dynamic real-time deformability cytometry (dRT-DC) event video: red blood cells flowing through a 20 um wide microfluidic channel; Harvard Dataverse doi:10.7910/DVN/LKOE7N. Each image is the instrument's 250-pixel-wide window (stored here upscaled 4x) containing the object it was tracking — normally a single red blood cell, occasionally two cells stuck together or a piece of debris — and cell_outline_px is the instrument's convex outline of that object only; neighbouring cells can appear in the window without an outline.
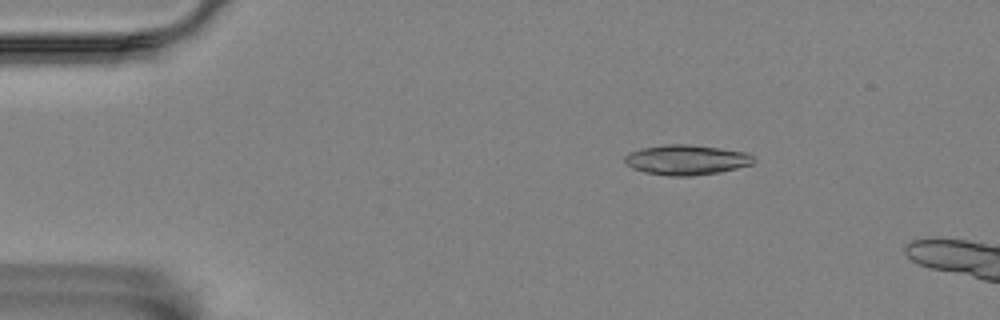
{"species": "Egyptian fruit bat (a non-hibernating species)", "species_latin": "Rousettus aegyptiacus", "temperature_condition": "room temperature", "stored_images_in_passage": 11, "camera_frame_rate_fps": 3000, "um_per_image_px": 0.085, "animal": {"sex": "female"}, "frame": {"image": 1, "passage_image": 7, "time_ms": 2.0, "image_size_px": [1000, 320], "cell_outline_px": [[756, 160], [752, 164], [720, 172], [692, 176], [668, 176], [644, 172], [632, 168], [624, 160], [624, 156], [628, 152], [640, 148], [664, 144], [692, 144], [748, 152]], "centroid_in_image_um": [58.33, 13.58], "position_along_channel_um": 26.7, "area_um2": 22.83}}